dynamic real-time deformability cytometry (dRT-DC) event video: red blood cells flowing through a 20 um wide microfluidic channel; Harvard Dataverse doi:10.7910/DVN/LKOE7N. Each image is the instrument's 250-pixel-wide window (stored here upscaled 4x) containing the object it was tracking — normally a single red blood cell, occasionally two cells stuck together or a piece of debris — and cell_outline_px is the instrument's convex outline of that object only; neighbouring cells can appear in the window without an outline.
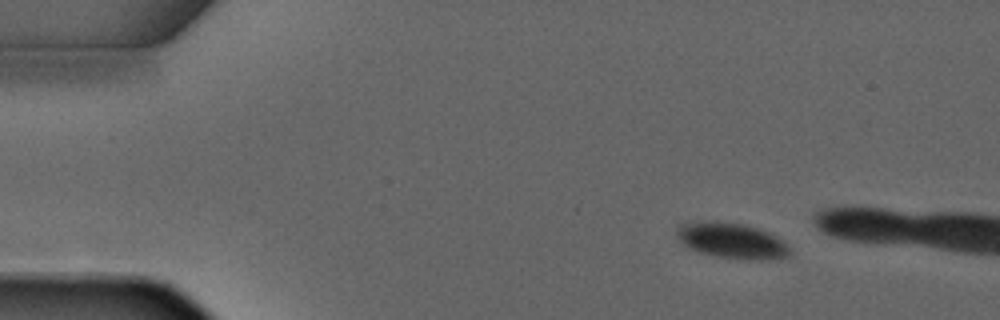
{"species": "common noctule bat (a hibernating species)", "species_latin": "Nyctalus noctula", "temperature_condition": "warm", "stored_images_in_passage": 3, "camera_frame_rate_fps": 3000, "um_per_image_px": 0.085, "animal": {"sex": "male", "forearm_length_mm": 52.5}, "frame": {"image": 1, "passage_image": 1, "time_ms": 0.0, "image_size_px": [1000, 320], "cell_outline_px": [[792, 252], [788, 256], [760, 260], [716, 256], [700, 252], [684, 244], [676, 236], [676, 224], [716, 220], [740, 224], [756, 228], [768, 232], [784, 240], [788, 244]], "centroid_in_image_um": [62.21, 20.44], "position_along_channel_um": 22.8, "area_um2": 23.29}}